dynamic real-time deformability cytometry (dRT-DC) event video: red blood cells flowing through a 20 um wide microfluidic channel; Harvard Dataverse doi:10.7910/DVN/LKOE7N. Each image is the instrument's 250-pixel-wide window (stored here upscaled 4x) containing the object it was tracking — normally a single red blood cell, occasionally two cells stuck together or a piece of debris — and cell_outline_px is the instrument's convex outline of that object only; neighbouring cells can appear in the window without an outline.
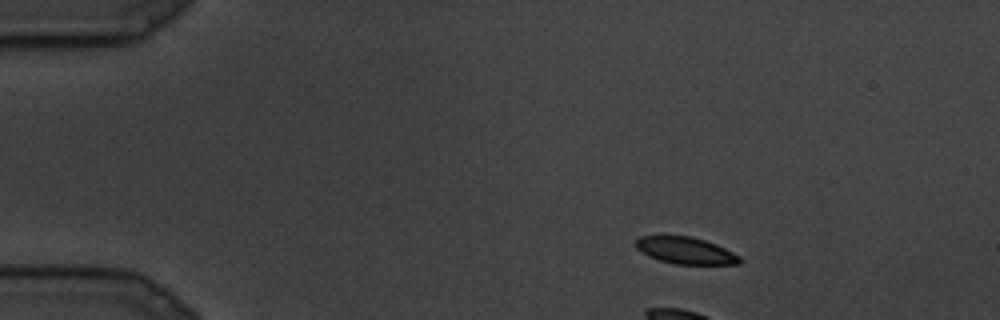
{"species": "common noctule bat (a hibernating species)", "species_latin": "Nyctalus noctula", "temperature_condition": "cold", "stored_images_in_passage": 10, "camera_frame_rate_fps": 3000, "um_per_image_px": 0.085, "animal": {"sex": "male", "body_mass_g": 19.5, "forearm_length_mm": 54.6}, "frame": {"image": 1, "passage_image": 2, "time_ms": 0.333, "image_size_px": [1000, 320], "cell_outline_px": [[744, 260], [740, 264], [676, 264], [660, 260], [648, 256], [640, 252], [636, 248], [636, 240], [640, 236], [660, 232], [688, 236], [704, 240], [716, 244], [740, 256]], "centroid_in_image_um": [58.2, 21.25], "position_along_channel_um": 26.8, "area_um2": 16.88}}